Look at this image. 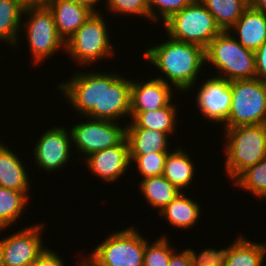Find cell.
I'll use <instances>...</instances> for the list:
<instances>
[{
	"label": "cell",
	"mask_w": 266,
	"mask_h": 266,
	"mask_svg": "<svg viewBox=\"0 0 266 266\" xmlns=\"http://www.w3.org/2000/svg\"><path fill=\"white\" fill-rule=\"evenodd\" d=\"M192 1L193 0H149L150 20H152L153 23L162 20L163 24L173 14L181 11ZM155 10H157V12Z\"/></svg>",
	"instance_id": "836d02e7"
},
{
	"label": "cell",
	"mask_w": 266,
	"mask_h": 266,
	"mask_svg": "<svg viewBox=\"0 0 266 266\" xmlns=\"http://www.w3.org/2000/svg\"><path fill=\"white\" fill-rule=\"evenodd\" d=\"M266 243L251 242L244 236L235 244L225 266H263Z\"/></svg>",
	"instance_id": "83f0119b"
},
{
	"label": "cell",
	"mask_w": 266,
	"mask_h": 266,
	"mask_svg": "<svg viewBox=\"0 0 266 266\" xmlns=\"http://www.w3.org/2000/svg\"><path fill=\"white\" fill-rule=\"evenodd\" d=\"M195 164L191 156L182 147L174 149L167 154L163 176L180 192L191 185L194 180Z\"/></svg>",
	"instance_id": "7402d4cb"
},
{
	"label": "cell",
	"mask_w": 266,
	"mask_h": 266,
	"mask_svg": "<svg viewBox=\"0 0 266 266\" xmlns=\"http://www.w3.org/2000/svg\"><path fill=\"white\" fill-rule=\"evenodd\" d=\"M58 34L66 41L94 13L89 7L68 0H47Z\"/></svg>",
	"instance_id": "e0dca14e"
},
{
	"label": "cell",
	"mask_w": 266,
	"mask_h": 266,
	"mask_svg": "<svg viewBox=\"0 0 266 266\" xmlns=\"http://www.w3.org/2000/svg\"><path fill=\"white\" fill-rule=\"evenodd\" d=\"M23 17L21 27L25 29L34 65L39 66L60 48L65 50V41L58 34L53 13L46 4H26Z\"/></svg>",
	"instance_id": "5b68a950"
},
{
	"label": "cell",
	"mask_w": 266,
	"mask_h": 266,
	"mask_svg": "<svg viewBox=\"0 0 266 266\" xmlns=\"http://www.w3.org/2000/svg\"><path fill=\"white\" fill-rule=\"evenodd\" d=\"M231 109L223 128L266 124V82L256 78L230 82Z\"/></svg>",
	"instance_id": "ba28073f"
},
{
	"label": "cell",
	"mask_w": 266,
	"mask_h": 266,
	"mask_svg": "<svg viewBox=\"0 0 266 266\" xmlns=\"http://www.w3.org/2000/svg\"><path fill=\"white\" fill-rule=\"evenodd\" d=\"M131 83L121 72H103L102 120L121 122L130 117Z\"/></svg>",
	"instance_id": "9a60e30c"
},
{
	"label": "cell",
	"mask_w": 266,
	"mask_h": 266,
	"mask_svg": "<svg viewBox=\"0 0 266 266\" xmlns=\"http://www.w3.org/2000/svg\"><path fill=\"white\" fill-rule=\"evenodd\" d=\"M177 108L176 104L170 102L159 110L130 112L131 120L124 124H127L126 128H147L164 132L171 137L177 131Z\"/></svg>",
	"instance_id": "ffe728a7"
},
{
	"label": "cell",
	"mask_w": 266,
	"mask_h": 266,
	"mask_svg": "<svg viewBox=\"0 0 266 266\" xmlns=\"http://www.w3.org/2000/svg\"><path fill=\"white\" fill-rule=\"evenodd\" d=\"M177 249L170 257L168 266H193L191 257L187 249L179 251Z\"/></svg>",
	"instance_id": "8d00e7d4"
},
{
	"label": "cell",
	"mask_w": 266,
	"mask_h": 266,
	"mask_svg": "<svg viewBox=\"0 0 266 266\" xmlns=\"http://www.w3.org/2000/svg\"><path fill=\"white\" fill-rule=\"evenodd\" d=\"M87 121L74 124L70 128L72 145L75 144L77 154H83V161L100 150L120 144L126 138V126L119 122L88 118Z\"/></svg>",
	"instance_id": "30bf717a"
},
{
	"label": "cell",
	"mask_w": 266,
	"mask_h": 266,
	"mask_svg": "<svg viewBox=\"0 0 266 266\" xmlns=\"http://www.w3.org/2000/svg\"><path fill=\"white\" fill-rule=\"evenodd\" d=\"M228 31L235 33L233 37L245 48L255 52L266 41V14L248 6Z\"/></svg>",
	"instance_id": "ac0fdd59"
},
{
	"label": "cell",
	"mask_w": 266,
	"mask_h": 266,
	"mask_svg": "<svg viewBox=\"0 0 266 266\" xmlns=\"http://www.w3.org/2000/svg\"><path fill=\"white\" fill-rule=\"evenodd\" d=\"M243 237L242 234L235 238L234 242L227 248L214 249L205 248L200 253H196L194 249L186 248L190 254L193 266H221L226 264V260L230 256L235 244Z\"/></svg>",
	"instance_id": "4dcf8cb0"
},
{
	"label": "cell",
	"mask_w": 266,
	"mask_h": 266,
	"mask_svg": "<svg viewBox=\"0 0 266 266\" xmlns=\"http://www.w3.org/2000/svg\"><path fill=\"white\" fill-rule=\"evenodd\" d=\"M26 166L20 157L0 142V187L24 192L28 197L31 187Z\"/></svg>",
	"instance_id": "d6986e66"
},
{
	"label": "cell",
	"mask_w": 266,
	"mask_h": 266,
	"mask_svg": "<svg viewBox=\"0 0 266 266\" xmlns=\"http://www.w3.org/2000/svg\"><path fill=\"white\" fill-rule=\"evenodd\" d=\"M78 266H91L87 261L84 260V257L80 260Z\"/></svg>",
	"instance_id": "b9f144b4"
},
{
	"label": "cell",
	"mask_w": 266,
	"mask_h": 266,
	"mask_svg": "<svg viewBox=\"0 0 266 266\" xmlns=\"http://www.w3.org/2000/svg\"><path fill=\"white\" fill-rule=\"evenodd\" d=\"M25 6L22 0H0V42L11 48L18 46Z\"/></svg>",
	"instance_id": "cb8c5ba5"
},
{
	"label": "cell",
	"mask_w": 266,
	"mask_h": 266,
	"mask_svg": "<svg viewBox=\"0 0 266 266\" xmlns=\"http://www.w3.org/2000/svg\"><path fill=\"white\" fill-rule=\"evenodd\" d=\"M88 170L105 182H115L132 169L129 143L125 138L120 144L90 154L85 160Z\"/></svg>",
	"instance_id": "5bb4252c"
},
{
	"label": "cell",
	"mask_w": 266,
	"mask_h": 266,
	"mask_svg": "<svg viewBox=\"0 0 266 266\" xmlns=\"http://www.w3.org/2000/svg\"><path fill=\"white\" fill-rule=\"evenodd\" d=\"M167 39L159 45L148 47L143 57L150 62V67L152 64L160 71V77L156 76L158 79L174 87V90L186 94L187 90L193 91L201 67H205V49L196 44L174 40L169 36Z\"/></svg>",
	"instance_id": "6da1fadb"
},
{
	"label": "cell",
	"mask_w": 266,
	"mask_h": 266,
	"mask_svg": "<svg viewBox=\"0 0 266 266\" xmlns=\"http://www.w3.org/2000/svg\"><path fill=\"white\" fill-rule=\"evenodd\" d=\"M196 92V107L208 121L224 124L231 109L232 90L230 81L210 76L201 83Z\"/></svg>",
	"instance_id": "4fadbf2b"
},
{
	"label": "cell",
	"mask_w": 266,
	"mask_h": 266,
	"mask_svg": "<svg viewBox=\"0 0 266 266\" xmlns=\"http://www.w3.org/2000/svg\"><path fill=\"white\" fill-rule=\"evenodd\" d=\"M169 241L165 235L152 244L146 238L143 266H168L171 255L177 250L169 245Z\"/></svg>",
	"instance_id": "f546056e"
},
{
	"label": "cell",
	"mask_w": 266,
	"mask_h": 266,
	"mask_svg": "<svg viewBox=\"0 0 266 266\" xmlns=\"http://www.w3.org/2000/svg\"><path fill=\"white\" fill-rule=\"evenodd\" d=\"M146 238L134 226L104 238L85 256L91 266H143Z\"/></svg>",
	"instance_id": "8992f818"
},
{
	"label": "cell",
	"mask_w": 266,
	"mask_h": 266,
	"mask_svg": "<svg viewBox=\"0 0 266 266\" xmlns=\"http://www.w3.org/2000/svg\"><path fill=\"white\" fill-rule=\"evenodd\" d=\"M25 4H45L47 0H22Z\"/></svg>",
	"instance_id": "ab89813d"
},
{
	"label": "cell",
	"mask_w": 266,
	"mask_h": 266,
	"mask_svg": "<svg viewBox=\"0 0 266 266\" xmlns=\"http://www.w3.org/2000/svg\"><path fill=\"white\" fill-rule=\"evenodd\" d=\"M169 152H152L145 155H130L131 164L137 168L143 179L162 176L165 160Z\"/></svg>",
	"instance_id": "1f68e13d"
},
{
	"label": "cell",
	"mask_w": 266,
	"mask_h": 266,
	"mask_svg": "<svg viewBox=\"0 0 266 266\" xmlns=\"http://www.w3.org/2000/svg\"><path fill=\"white\" fill-rule=\"evenodd\" d=\"M256 79L266 82V41L255 51Z\"/></svg>",
	"instance_id": "d590c367"
},
{
	"label": "cell",
	"mask_w": 266,
	"mask_h": 266,
	"mask_svg": "<svg viewBox=\"0 0 266 266\" xmlns=\"http://www.w3.org/2000/svg\"><path fill=\"white\" fill-rule=\"evenodd\" d=\"M29 200L24 192L0 187V232L23 216Z\"/></svg>",
	"instance_id": "4316f807"
},
{
	"label": "cell",
	"mask_w": 266,
	"mask_h": 266,
	"mask_svg": "<svg viewBox=\"0 0 266 266\" xmlns=\"http://www.w3.org/2000/svg\"><path fill=\"white\" fill-rule=\"evenodd\" d=\"M249 6L266 14V0H249Z\"/></svg>",
	"instance_id": "f35d334b"
},
{
	"label": "cell",
	"mask_w": 266,
	"mask_h": 266,
	"mask_svg": "<svg viewBox=\"0 0 266 266\" xmlns=\"http://www.w3.org/2000/svg\"><path fill=\"white\" fill-rule=\"evenodd\" d=\"M205 58L206 65L217 69L216 77L230 82L256 76L255 52L245 48L229 31H221L209 43Z\"/></svg>",
	"instance_id": "3957f363"
},
{
	"label": "cell",
	"mask_w": 266,
	"mask_h": 266,
	"mask_svg": "<svg viewBox=\"0 0 266 266\" xmlns=\"http://www.w3.org/2000/svg\"><path fill=\"white\" fill-rule=\"evenodd\" d=\"M103 14L93 13L83 25L65 41V51L80 66H90L103 58L114 56L115 47ZM97 62V63H96Z\"/></svg>",
	"instance_id": "277c9868"
},
{
	"label": "cell",
	"mask_w": 266,
	"mask_h": 266,
	"mask_svg": "<svg viewBox=\"0 0 266 266\" xmlns=\"http://www.w3.org/2000/svg\"><path fill=\"white\" fill-rule=\"evenodd\" d=\"M65 261L61 256L51 250V248H46L45 251L37 258V260L32 264V266H64Z\"/></svg>",
	"instance_id": "e575fe53"
},
{
	"label": "cell",
	"mask_w": 266,
	"mask_h": 266,
	"mask_svg": "<svg viewBox=\"0 0 266 266\" xmlns=\"http://www.w3.org/2000/svg\"><path fill=\"white\" fill-rule=\"evenodd\" d=\"M170 38L196 44L206 49L209 43L222 31L214 17L200 0H193L181 11L164 22Z\"/></svg>",
	"instance_id": "52a82bcc"
},
{
	"label": "cell",
	"mask_w": 266,
	"mask_h": 266,
	"mask_svg": "<svg viewBox=\"0 0 266 266\" xmlns=\"http://www.w3.org/2000/svg\"><path fill=\"white\" fill-rule=\"evenodd\" d=\"M171 85L156 77L144 81L132 79L130 89V112L159 110L172 101Z\"/></svg>",
	"instance_id": "2e32d148"
},
{
	"label": "cell",
	"mask_w": 266,
	"mask_h": 266,
	"mask_svg": "<svg viewBox=\"0 0 266 266\" xmlns=\"http://www.w3.org/2000/svg\"><path fill=\"white\" fill-rule=\"evenodd\" d=\"M0 266H5L4 264V257H3V249L0 242Z\"/></svg>",
	"instance_id": "60d3db41"
},
{
	"label": "cell",
	"mask_w": 266,
	"mask_h": 266,
	"mask_svg": "<svg viewBox=\"0 0 266 266\" xmlns=\"http://www.w3.org/2000/svg\"><path fill=\"white\" fill-rule=\"evenodd\" d=\"M104 3L107 12L110 11L114 15H137L150 20L149 0H105Z\"/></svg>",
	"instance_id": "d6a6232c"
},
{
	"label": "cell",
	"mask_w": 266,
	"mask_h": 266,
	"mask_svg": "<svg viewBox=\"0 0 266 266\" xmlns=\"http://www.w3.org/2000/svg\"><path fill=\"white\" fill-rule=\"evenodd\" d=\"M138 185L148 205L158 213L181 193L163 175L142 179Z\"/></svg>",
	"instance_id": "d4e9b609"
},
{
	"label": "cell",
	"mask_w": 266,
	"mask_h": 266,
	"mask_svg": "<svg viewBox=\"0 0 266 266\" xmlns=\"http://www.w3.org/2000/svg\"><path fill=\"white\" fill-rule=\"evenodd\" d=\"M37 141L32 150L33 158L36 166L47 173L64 169L71 159V154H74L71 152L73 150L71 132L64 126L47 129Z\"/></svg>",
	"instance_id": "7c38bea8"
},
{
	"label": "cell",
	"mask_w": 266,
	"mask_h": 266,
	"mask_svg": "<svg viewBox=\"0 0 266 266\" xmlns=\"http://www.w3.org/2000/svg\"><path fill=\"white\" fill-rule=\"evenodd\" d=\"M222 31H228L249 6V0H200Z\"/></svg>",
	"instance_id": "484cf974"
},
{
	"label": "cell",
	"mask_w": 266,
	"mask_h": 266,
	"mask_svg": "<svg viewBox=\"0 0 266 266\" xmlns=\"http://www.w3.org/2000/svg\"><path fill=\"white\" fill-rule=\"evenodd\" d=\"M186 192H181L158 214L178 229H189L198 223L202 212L200 205L191 199Z\"/></svg>",
	"instance_id": "44dd1931"
},
{
	"label": "cell",
	"mask_w": 266,
	"mask_h": 266,
	"mask_svg": "<svg viewBox=\"0 0 266 266\" xmlns=\"http://www.w3.org/2000/svg\"><path fill=\"white\" fill-rule=\"evenodd\" d=\"M164 132L147 128H126L130 155H145L152 152H170L171 139Z\"/></svg>",
	"instance_id": "603a6c76"
},
{
	"label": "cell",
	"mask_w": 266,
	"mask_h": 266,
	"mask_svg": "<svg viewBox=\"0 0 266 266\" xmlns=\"http://www.w3.org/2000/svg\"><path fill=\"white\" fill-rule=\"evenodd\" d=\"M68 1H72L74 3H77V4H81V5H84V6H87L89 7L94 13L96 12H100L96 6H97V3H101V0H68ZM103 1V0H102ZM97 9V10H96Z\"/></svg>",
	"instance_id": "74e56055"
},
{
	"label": "cell",
	"mask_w": 266,
	"mask_h": 266,
	"mask_svg": "<svg viewBox=\"0 0 266 266\" xmlns=\"http://www.w3.org/2000/svg\"><path fill=\"white\" fill-rule=\"evenodd\" d=\"M43 224H32L1 237L5 266H32L47 248L42 242Z\"/></svg>",
	"instance_id": "8fae6325"
},
{
	"label": "cell",
	"mask_w": 266,
	"mask_h": 266,
	"mask_svg": "<svg viewBox=\"0 0 266 266\" xmlns=\"http://www.w3.org/2000/svg\"><path fill=\"white\" fill-rule=\"evenodd\" d=\"M224 170L233 181L266 157V124L224 128Z\"/></svg>",
	"instance_id": "7a4b0ae2"
},
{
	"label": "cell",
	"mask_w": 266,
	"mask_h": 266,
	"mask_svg": "<svg viewBox=\"0 0 266 266\" xmlns=\"http://www.w3.org/2000/svg\"><path fill=\"white\" fill-rule=\"evenodd\" d=\"M233 182L239 189L256 196V199H266V157L244 170Z\"/></svg>",
	"instance_id": "f1b7e54d"
},
{
	"label": "cell",
	"mask_w": 266,
	"mask_h": 266,
	"mask_svg": "<svg viewBox=\"0 0 266 266\" xmlns=\"http://www.w3.org/2000/svg\"><path fill=\"white\" fill-rule=\"evenodd\" d=\"M71 77L59 83L58 92L63 93L77 114L102 120L103 72L78 71Z\"/></svg>",
	"instance_id": "9c48e42d"
}]
</instances>
